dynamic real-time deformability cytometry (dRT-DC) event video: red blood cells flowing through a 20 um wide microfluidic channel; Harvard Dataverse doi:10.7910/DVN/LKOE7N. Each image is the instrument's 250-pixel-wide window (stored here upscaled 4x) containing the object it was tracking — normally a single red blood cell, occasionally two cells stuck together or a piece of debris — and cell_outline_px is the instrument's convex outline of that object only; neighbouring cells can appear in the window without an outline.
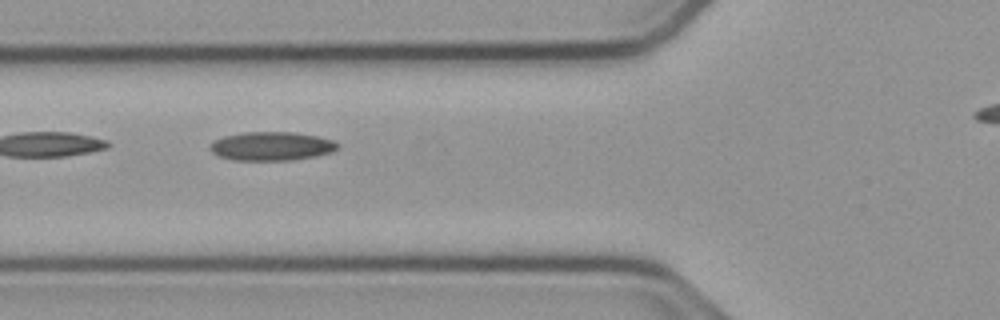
{"species": "common noctule bat (a hibernating species)", "species_latin": "Nyctalus noctula", "temperature_condition": "cold", "stored_images_in_passage": 35, "camera_frame_rate_fps": 3000, "um_per_image_px": 0.085, "animal": {"sex": "male", "body_mass_g": 23.1, "forearm_length_mm": 52.7}, "frame": {"image": 1, "passage_image": 6, "time_ms": 1.667, "image_size_px": [1000, 320], "cell_outline_px": [[340, 144], [332, 152], [292, 160], [236, 160], [220, 156], [212, 152], [208, 148], [208, 144], [224, 136], [244, 132], [296, 132], [316, 136], [332, 140]], "centroid_in_image_um": [23.05, 12.41], "position_along_channel_um": 102.7, "area_um2": 21.21}}
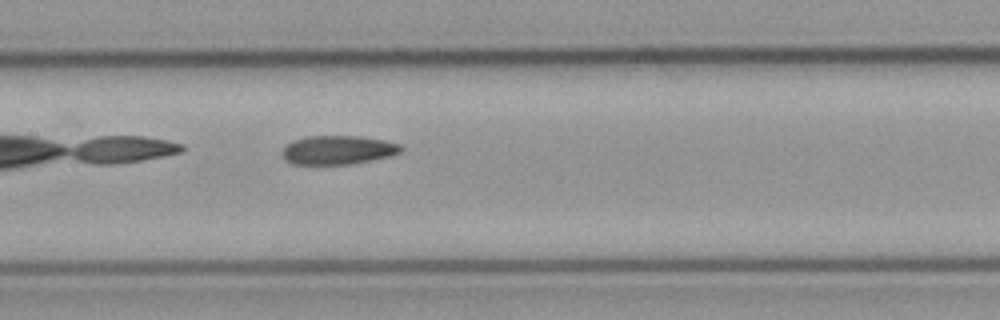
{"frame": {"image": 2, "passage_image": 12, "time_ms": 3.667, "image_size_px": [1000, 320], "cell_outline_px": [[404, 148], [400, 152], [392, 156], [352, 164], [292, 164], [284, 160], [280, 152], [292, 140], [304, 136], [360, 136], [384, 140], [400, 144]], "centroid_in_image_um": [28.71, 12.75], "position_along_channel_um": 178.7, "area_um2": 20.23}}
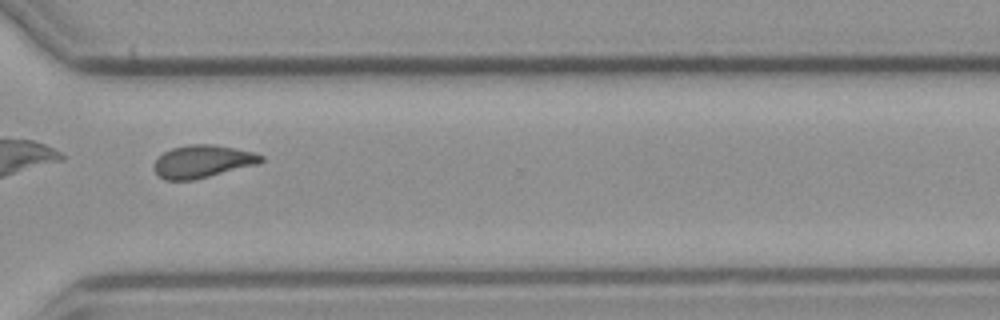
{"frame": {"image": 3, "passage_image": 26, "time_ms": 8.333, "image_size_px": [1000, 320], "cell_outline_px": [[264, 160], [260, 164], [192, 180], [164, 180], [156, 172], [156, 160], [164, 152], [172, 148], [188, 144], [212, 144], [252, 152], [264, 156]], "centroid_in_image_um": [17.26, 13.72], "position_along_channel_um": 353.3, "area_um2": 20.11}, "authors_computed_cell_mechanics": {"area_um2": 20.23, "velocity_mm_per_s": 3.7534, "shape_relaxation_time_tau1_ms": null, "shape_relaxation_time_tau2_ms": 2.9439, "deformation_change_tau1": null, "deformation_change_tau2": 0.0925}}